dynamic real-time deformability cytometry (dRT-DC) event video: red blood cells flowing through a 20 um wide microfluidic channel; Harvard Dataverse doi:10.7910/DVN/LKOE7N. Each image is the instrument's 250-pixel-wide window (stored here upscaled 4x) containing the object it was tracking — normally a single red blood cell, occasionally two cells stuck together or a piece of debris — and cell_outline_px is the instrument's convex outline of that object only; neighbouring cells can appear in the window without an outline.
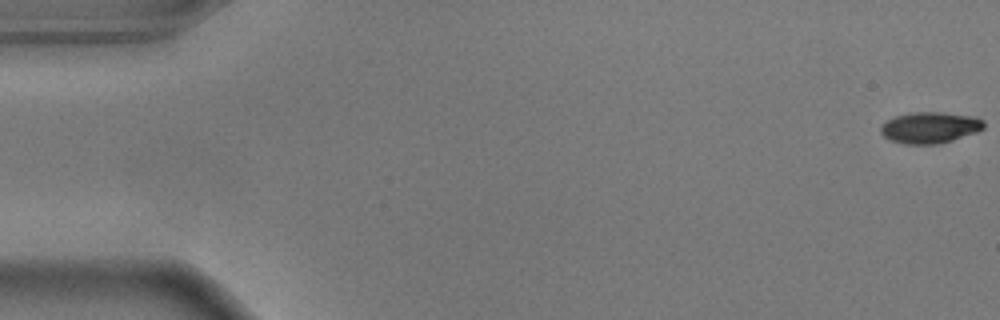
{"species": "common noctule bat (a hibernating species)", "species_latin": "Nyctalus noctula", "temperature_condition": "warm", "stored_images_in_passage": 56, "camera_frame_rate_fps": 3000, "um_per_image_px": 0.085, "animal": {"sex": "male", "body_mass_g": 17.9}, "frame": {"image": 1, "passage_image": 1, "time_ms": 0.0, "image_size_px": [1000, 320], "cell_outline_px": [[984, 128], [976, 132], [940, 144], [904, 144], [892, 140], [884, 136], [880, 132], [880, 124], [896, 116], [912, 112], [944, 112], [976, 116], [984, 120]], "centroid_in_image_um": [79.06, 10.83], "position_along_channel_um": 5.9, "area_um2": 18.9}}
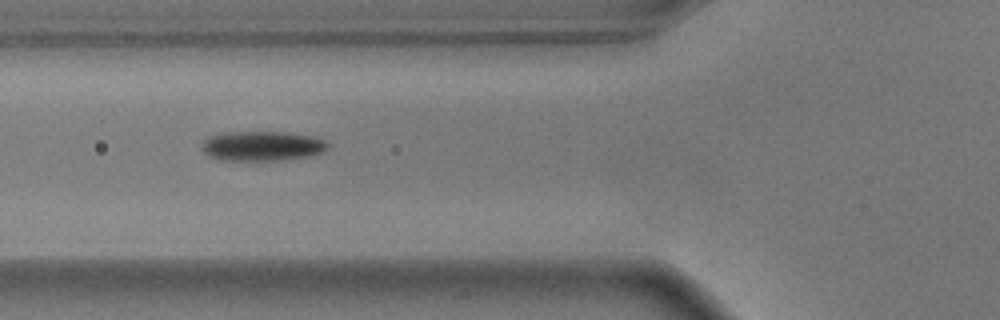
{"frame": {"image": 2, "passage_image": 21, "time_ms": 6.667, "image_size_px": [1000, 320], "cell_outline_px": [[328, 148], [324, 152], [308, 156], [284, 160], [220, 160], [208, 156], [200, 148], [200, 144], [208, 136], [228, 132], [288, 132], [312, 136], [324, 140], [328, 144]], "centroid_in_image_um": [22.25, 12.41], "position_along_channel_um": 103.5, "area_um2": 22.02}}
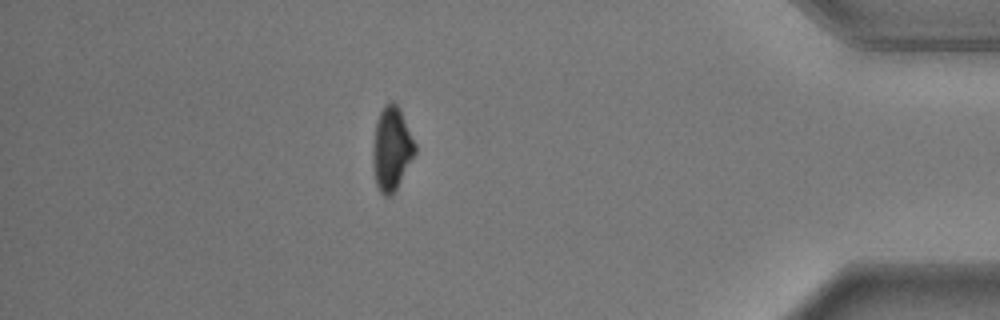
{"frame": {"image": 3, "passage_image": 49, "time_ms": 16.0, "image_size_px": [1000, 320], "cell_outline_px": [[416, 152], [392, 196], [384, 196], [380, 192], [376, 184], [372, 164], [372, 148], [376, 120], [384, 104], [392, 100], [400, 108], [416, 144]], "centroid_in_image_um": [33.27, 12.62], "position_along_channel_um": 401.9, "area_um2": 20.75}, "authors_computed_cell_mechanics": {"area_um2": 20.808, "velocity_mm_per_s": 3.66, "shape_relaxation_time_tau1_ms": 2.641, "shape_relaxation_time_tau2_ms": null, "deformation_change_tau1": 0.1521, "deformation_change_tau2": null}}